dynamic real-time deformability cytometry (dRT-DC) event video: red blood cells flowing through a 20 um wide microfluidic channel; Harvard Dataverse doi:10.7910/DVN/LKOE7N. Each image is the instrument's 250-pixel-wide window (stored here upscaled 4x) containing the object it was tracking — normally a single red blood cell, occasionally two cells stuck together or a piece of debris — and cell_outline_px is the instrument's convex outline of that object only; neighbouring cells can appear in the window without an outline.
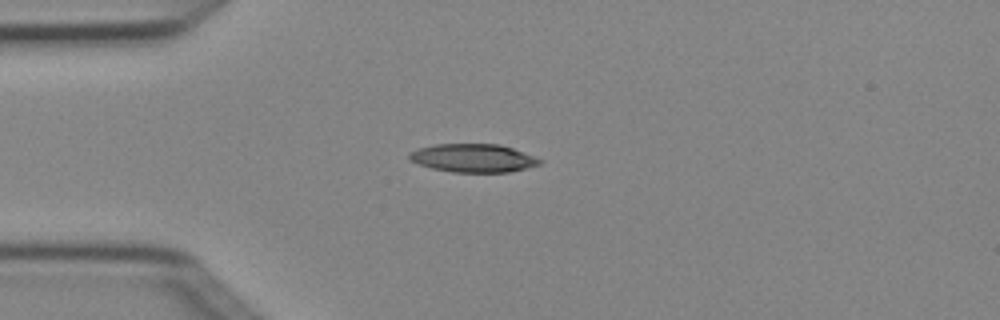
{"species": "Egyptian fruit bat (a non-hibernating species)", "species_latin": "Rousettus aegyptiacus", "temperature_condition": "cold", "stored_images_in_passage": 2, "camera_frame_rate_fps": 3000, "um_per_image_px": 0.085, "animal": {"sex": "female"}, "frame": {"image": 1, "passage_image": 1, "time_ms": 0.0, "image_size_px": [1000, 320], "cell_outline_px": [[544, 160], [540, 164], [528, 168], [508, 172], [452, 172], [432, 168], [408, 160], [408, 152], [416, 148], [436, 144], [500, 144], [512, 148]], "centroid_in_image_um": [40.2, 13.43], "position_along_channel_um": 44.8, "area_um2": 21.62}}